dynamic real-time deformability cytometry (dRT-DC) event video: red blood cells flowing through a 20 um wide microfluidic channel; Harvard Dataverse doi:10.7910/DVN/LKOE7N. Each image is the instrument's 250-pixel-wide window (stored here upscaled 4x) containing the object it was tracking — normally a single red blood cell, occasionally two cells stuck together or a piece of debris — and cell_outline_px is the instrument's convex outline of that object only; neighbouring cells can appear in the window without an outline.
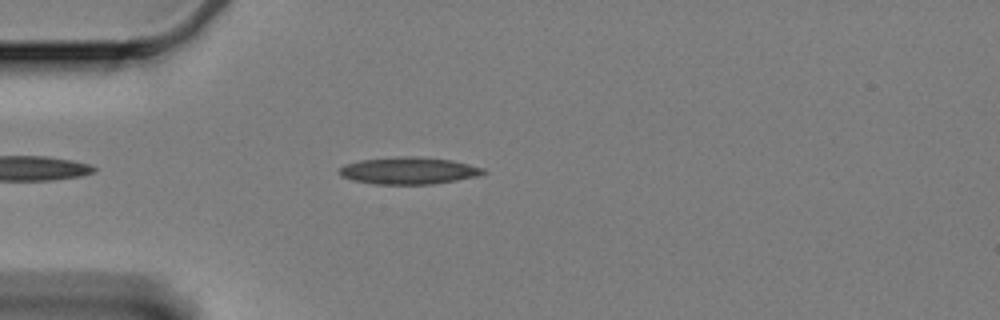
{"species": "Egyptian fruit bat (a non-hibernating species)", "species_latin": "Rousettus aegyptiacus", "temperature_condition": "cold", "stored_images_in_passage": 29, "camera_frame_rate_fps": 3000, "um_per_image_px": 0.085, "animal": {"sex": "female"}, "frame": {"image": 1, "passage_image": 6, "time_ms": 1.667, "image_size_px": [1000, 320], "cell_outline_px": [[488, 172], [476, 176], [456, 180], [432, 184], [376, 184], [352, 180], [340, 176], [340, 168], [344, 164], [360, 160], [396, 156], [416, 156], [452, 160], [484, 168]], "centroid_in_image_um": [34.73, 14.5], "position_along_channel_um": 50.3, "area_um2": 22.72}}
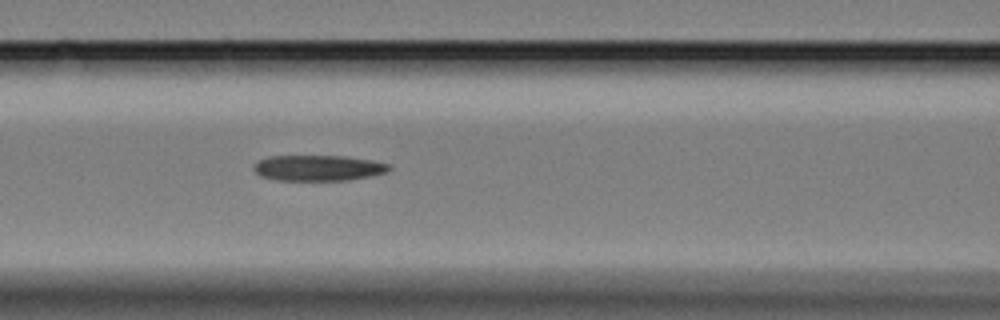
{"frame": {"image": 2, "passage_image": 15, "time_ms": 4.667, "image_size_px": [1000, 320], "cell_outline_px": [[392, 168], [388, 172], [348, 180], [276, 180], [260, 176], [252, 168], [252, 164], [256, 160], [268, 156], [344, 156], [372, 160], [388, 164]], "centroid_in_image_um": [26.99, 14.27], "position_along_channel_um": 139.6, "area_um2": 20.4}}
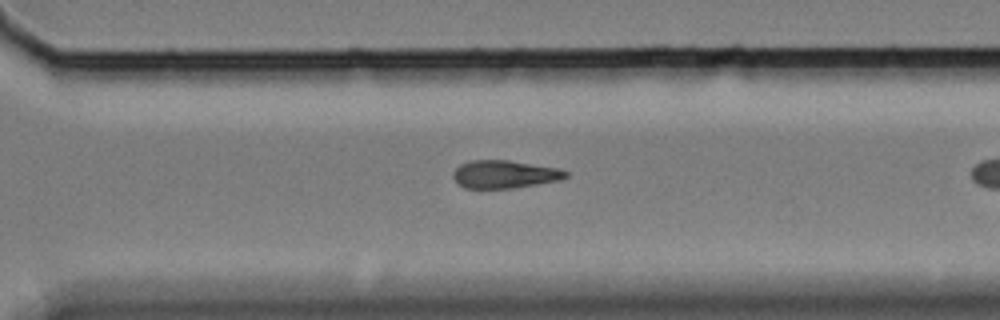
{"frame": {"image": 3, "passage_image": 28, "time_ms": 9.0, "image_size_px": [1000, 320], "cell_outline_px": [[568, 176], [560, 180], [512, 188], [464, 188], [452, 176], [452, 172], [460, 164], [468, 160], [508, 160], [560, 168], [568, 172]], "centroid_in_image_um": [42.89, 14.8], "position_along_channel_um": 327.7, "area_um2": 18.32}}